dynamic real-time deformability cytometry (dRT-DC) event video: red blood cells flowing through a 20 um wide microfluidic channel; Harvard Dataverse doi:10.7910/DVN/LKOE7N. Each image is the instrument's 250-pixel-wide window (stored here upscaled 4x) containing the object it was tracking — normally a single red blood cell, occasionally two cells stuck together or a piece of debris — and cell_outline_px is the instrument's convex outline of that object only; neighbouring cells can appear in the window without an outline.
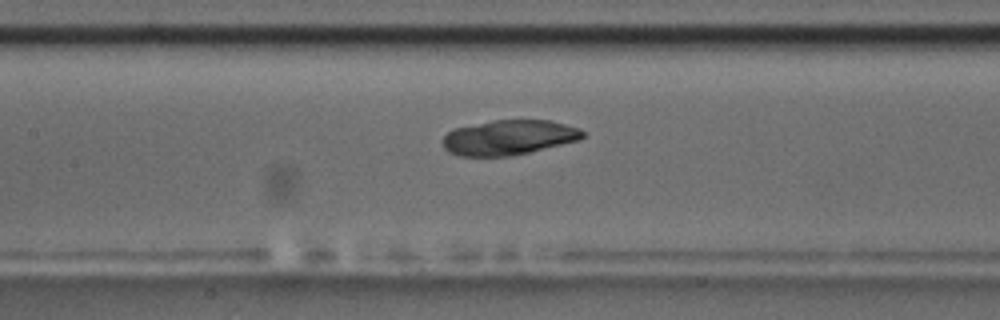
{"species": "common noctule bat (a hibernating species)", "species_latin": "Nyctalus noctula", "temperature_condition": "room temperature", "stored_images_in_passage": 56, "camera_frame_rate_fps": 3000, "um_per_image_px": 0.085, "animal": {"sex": "male", "body_mass_g": 17.5, "forearm_length_mm": 52.3}, "frame": {"image": 1, "passage_image": 26, "time_ms": 8.333, "image_size_px": [1000, 320], "cell_outline_px": [[584, 136], [580, 140], [528, 152], [508, 156], [460, 156], [448, 152], [444, 148], [440, 140], [452, 128], [492, 120], [548, 120], [580, 128], [584, 132]], "centroid_in_image_um": [43.2, 11.68], "position_along_channel_um": 164.2, "area_um2": 28.61}}
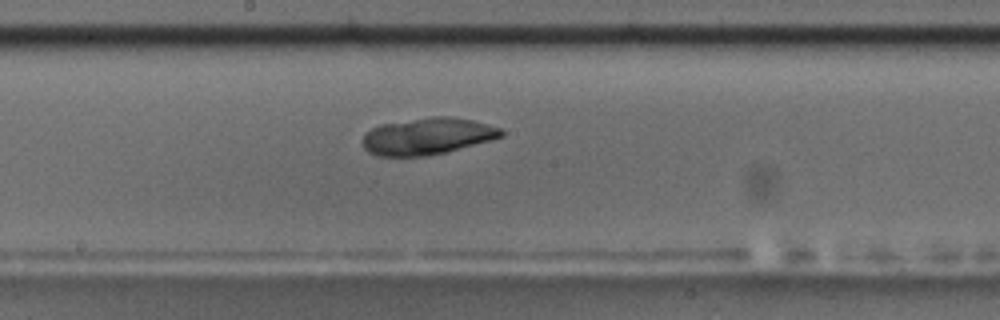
{"frame": {"image": 2, "passage_image": 30, "time_ms": 9.667, "image_size_px": [1000, 320], "cell_outline_px": [[504, 136], [492, 140], [428, 156], [376, 156], [368, 152], [364, 148], [360, 140], [372, 128], [380, 124], [432, 116], [448, 116], [472, 120], [500, 128], [504, 132]], "centroid_in_image_um": [36.3, 11.58], "position_along_channel_um": 211.9, "area_um2": 29.71}}
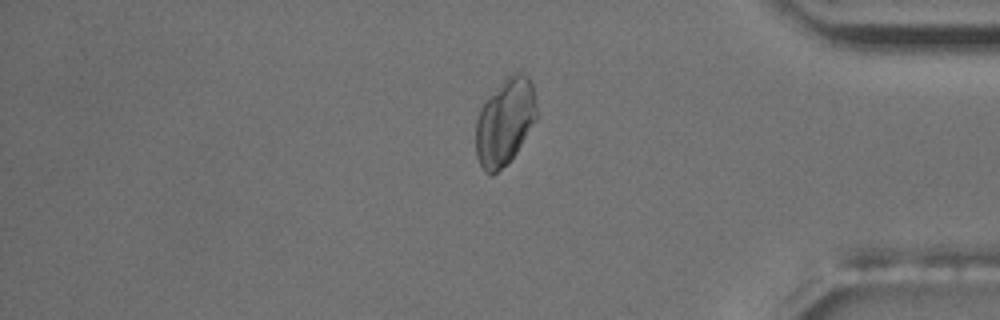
{"frame": {"image": 3, "passage_image": 47, "time_ms": 15.333, "image_size_px": [1000, 320], "cell_outline_px": [[536, 120], [516, 152], [508, 164], [492, 176], [484, 172], [476, 156], [476, 120], [480, 108], [500, 84], [512, 72], [520, 72], [528, 76], [532, 84], [536, 108]], "centroid_in_image_um": [42.9, 10.4], "position_along_channel_um": 392.3, "area_um2": 30.52}}